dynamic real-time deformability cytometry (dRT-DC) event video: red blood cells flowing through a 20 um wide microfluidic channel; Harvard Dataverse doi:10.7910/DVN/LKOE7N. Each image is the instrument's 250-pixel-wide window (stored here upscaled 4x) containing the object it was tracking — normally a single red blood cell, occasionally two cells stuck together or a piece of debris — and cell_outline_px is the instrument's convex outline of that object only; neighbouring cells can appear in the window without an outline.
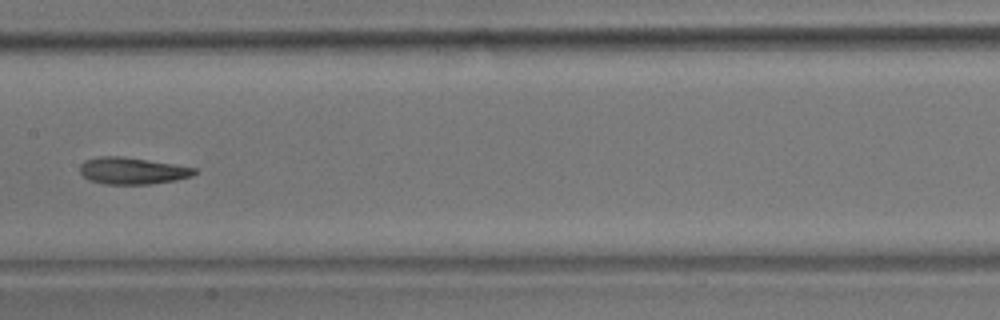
{"species": "common noctule bat (a hibernating species)", "species_latin": "Nyctalus noctula", "temperature_condition": "room temperature", "stored_images_in_passage": 13, "camera_frame_rate_fps": 3000, "um_per_image_px": 0.085, "animal": {"sex": "male", "body_mass_g": 17.9}, "frame": {"image": 1, "passage_image": 6, "time_ms": 6.0, "image_size_px": [1000, 320], "cell_outline_px": [[196, 172], [192, 176], [176, 180], [152, 184], [104, 184], [88, 180], [80, 172], [80, 164], [84, 160], [96, 156], [124, 156], [176, 164], [196, 168]], "centroid_in_image_um": [11.23, 14.51], "position_along_channel_um": 196.2, "area_um2": 18.15}}
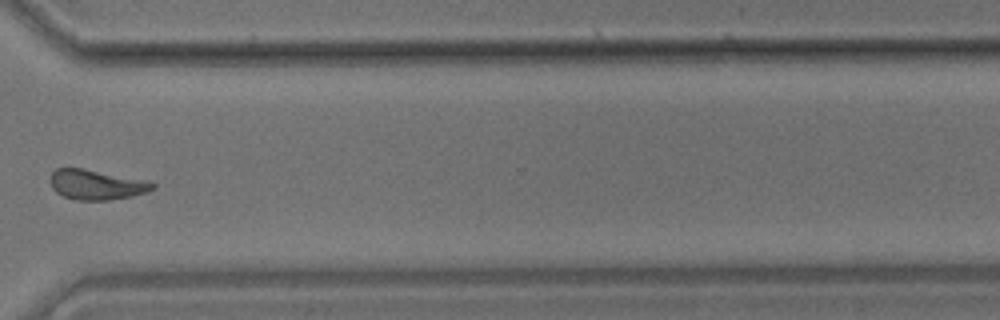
{"frame": {"image": 2, "passage_image": 10, "time_ms": 10.667, "image_size_px": [1000, 320], "cell_outline_px": [[156, 188], [148, 192], [132, 196], [108, 200], [76, 200], [64, 196], [56, 192], [52, 188], [48, 180], [48, 176], [56, 168], [84, 168], [144, 180], [156, 184]], "centroid_in_image_um": [8.16, 15.69], "position_along_channel_um": 362.4, "area_um2": 18.03}}
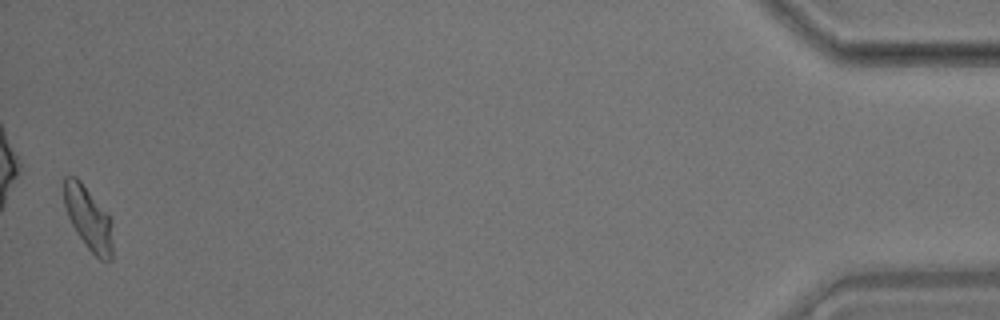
{"frame": {"image": 3, "passage_image": 13, "time_ms": 15.0, "image_size_px": [1000, 320], "cell_outline_px": [[112, 260], [100, 260], [88, 248], [76, 232], [68, 216], [64, 204], [64, 176], [76, 176], [80, 180], [108, 212], [112, 220]], "centroid_in_image_um": [7.53, 18.53], "position_along_channel_um": 427.7, "area_um2": 18.09}, "authors_computed_cell_mechanics": {"area_um2": 18.1492, "velocity_mm_per_s": 3.5748, "shape_relaxation_time_tau1_ms": 6.79, "shape_relaxation_time_tau2_ms": 2.7506, "deformation_change_tau1": 0.1551, "deformation_change_tau2": 0.0816}}